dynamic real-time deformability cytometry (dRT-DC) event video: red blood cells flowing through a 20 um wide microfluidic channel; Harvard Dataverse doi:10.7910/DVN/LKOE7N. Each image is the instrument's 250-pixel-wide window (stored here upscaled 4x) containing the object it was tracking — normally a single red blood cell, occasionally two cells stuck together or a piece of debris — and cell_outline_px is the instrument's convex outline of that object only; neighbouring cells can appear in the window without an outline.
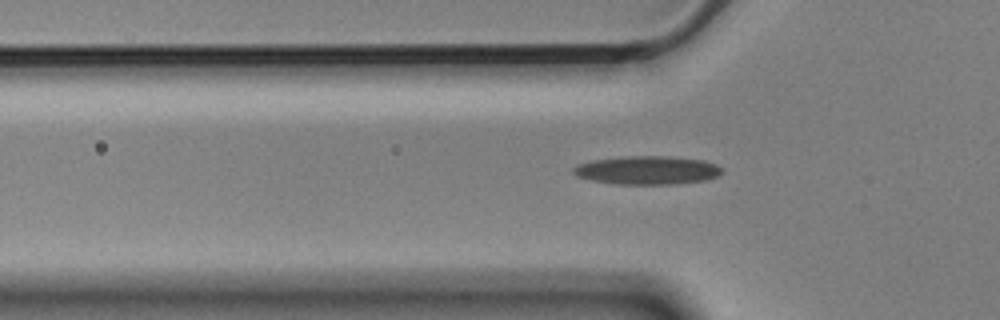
{"species": "Egyptian fruit bat (a non-hibernating species)", "species_latin": "Rousettus aegyptiacus", "temperature_condition": "cold", "stored_images_in_passage": 43, "camera_frame_rate_fps": 3000, "um_per_image_px": 0.085, "animal": {"sex": "male"}, "frame": {"image": 1, "passage_image": 11, "time_ms": 3.333, "image_size_px": [1000, 320], "cell_outline_px": [[724, 172], [716, 176], [704, 180], [676, 184], [616, 184], [592, 180], [576, 176], [572, 172], [572, 168], [580, 164], [592, 160], [628, 156], [668, 156], [704, 160], [716, 164], [724, 168]], "centroid_in_image_um": [55.04, 14.46], "position_along_channel_um": 70.8, "area_um2": 24.68}}
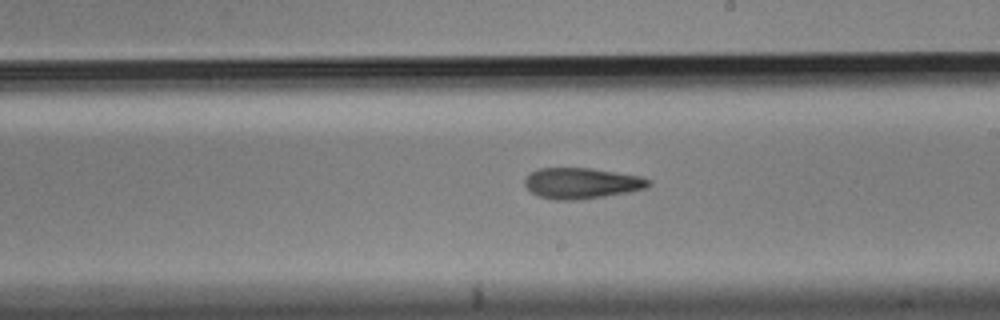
{"frame": {"image": 2, "passage_image": 25, "time_ms": 8.0, "image_size_px": [1000, 320], "cell_outline_px": [[652, 184], [648, 188], [628, 192], [604, 196], [576, 200], [556, 200], [540, 196], [532, 192], [524, 184], [524, 180], [536, 168], [592, 168], [640, 176], [652, 180]], "centroid_in_image_um": [49.48, 15.57], "position_along_channel_um": 239.5, "area_um2": 22.25}}
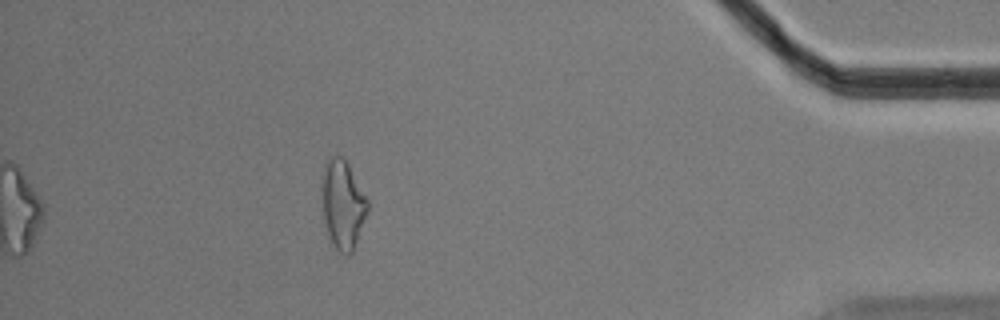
{"frame": {"image": 3, "passage_image": 43, "time_ms": 14.0, "image_size_px": [1000, 320], "cell_outline_px": [[368, 208], [352, 252], [348, 256], [340, 252], [332, 244], [328, 236], [324, 224], [320, 184], [320, 176], [328, 160], [332, 156], [340, 156], [348, 164], [368, 200]], "centroid_in_image_um": [29.08, 17.37], "position_along_channel_um": 406.1, "area_um2": 23.58}, "authors_computed_cell_mechanics": {"area_um2": 22.3108, "velocity_mm_per_s": 3.6005, "shape_relaxation_time_tau1_ms": 6.1259, "shape_relaxation_time_tau2_ms": 6.3991, "deformation_change_tau1": 0.1766, "deformation_change_tau2": 0.1786}}